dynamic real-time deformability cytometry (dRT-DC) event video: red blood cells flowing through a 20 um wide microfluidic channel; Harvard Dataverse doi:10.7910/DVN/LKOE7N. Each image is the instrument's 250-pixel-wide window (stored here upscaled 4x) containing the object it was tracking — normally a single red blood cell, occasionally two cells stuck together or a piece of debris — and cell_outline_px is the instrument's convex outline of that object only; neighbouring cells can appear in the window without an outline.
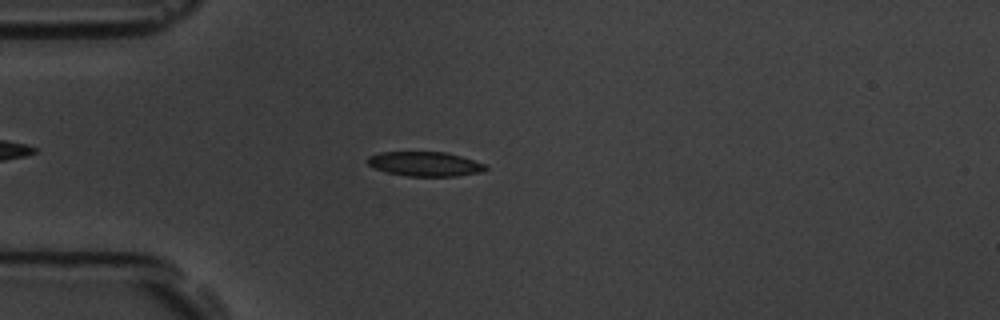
{"species": "common noctule bat (a hibernating species)", "species_latin": "Nyctalus noctula", "temperature_condition": "room temperature", "stored_images_in_passage": 8, "camera_frame_rate_fps": 3000, "um_per_image_px": 0.085, "animal": {"sex": "male", "body_mass_g": 19.5, "forearm_length_mm": 54.6}, "frame": {"image": 1, "passage_image": 5, "time_ms": 4.667, "image_size_px": [1000, 320], "cell_outline_px": [[488, 168], [484, 172], [456, 176], [408, 176], [388, 172], [376, 168], [368, 164], [368, 156], [380, 152], [444, 152], [460, 156], [484, 164]], "centroid_in_image_um": [36.14, 13.94], "position_along_channel_um": 48.9, "area_um2": 16.65}}
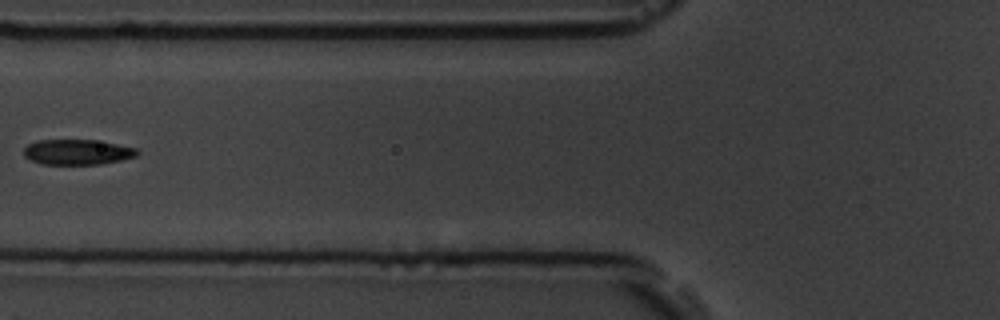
{"frame": {"image": 2, "passage_image": 7, "time_ms": 7.0, "image_size_px": [1000, 320], "cell_outline_px": [[140, 152], [136, 156], [120, 160], [100, 164], [40, 164], [24, 156], [24, 148], [28, 144], [36, 140], [96, 140], [136, 148]], "centroid_in_image_um": [6.56, 12.92], "position_along_channel_um": 119.2, "area_um2": 16.65}}
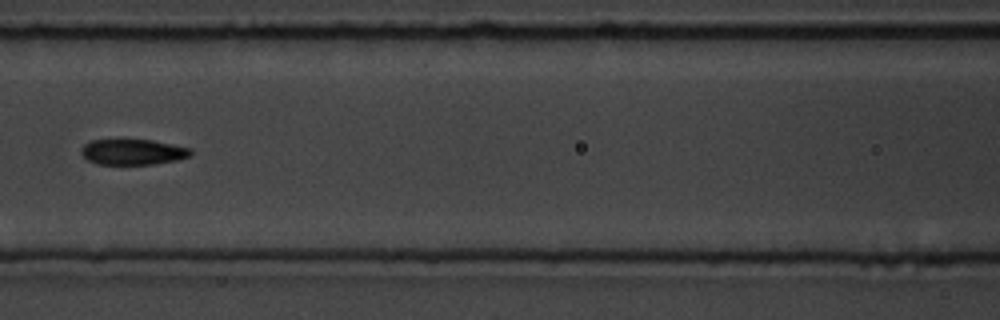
{"frame": {"image": 3, "passage_image": 8, "time_ms": 8.0, "image_size_px": [1000, 320], "cell_outline_px": [[192, 152], [188, 156], [176, 160], [152, 164], [100, 164], [88, 160], [80, 152], [80, 148], [84, 144], [92, 140], [120, 136], [152, 140], [192, 148]], "centroid_in_image_um": [11.23, 12.85], "position_along_channel_um": 155.4, "area_um2": 17.05}}